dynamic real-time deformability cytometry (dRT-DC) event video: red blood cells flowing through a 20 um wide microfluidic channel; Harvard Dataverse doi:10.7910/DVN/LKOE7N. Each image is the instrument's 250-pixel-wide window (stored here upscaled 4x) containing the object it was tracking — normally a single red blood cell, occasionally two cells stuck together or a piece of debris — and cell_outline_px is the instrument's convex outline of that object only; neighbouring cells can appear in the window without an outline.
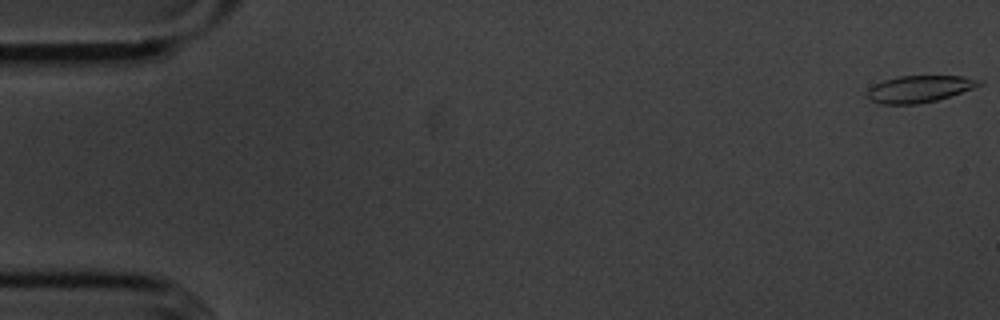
{"species": "common noctule bat (a hibernating species)", "species_latin": "Nyctalus noctula", "temperature_condition": "cold", "stored_images_in_passage": 10, "camera_frame_rate_fps": 3000, "um_per_image_px": 0.085, "animal": {"sex": "male", "body_mass_g": 20.1, "forearm_length_mm": 53.5}, "frame": {"image": 1, "passage_image": 1, "time_ms": 0.0, "image_size_px": [1000, 320], "cell_outline_px": [[984, 84], [936, 100], [916, 104], [880, 104], [872, 100], [868, 96], [868, 88], [884, 80], [900, 76], [964, 76], [984, 80]], "centroid_in_image_um": [78.18, 7.55], "position_along_channel_um": 6.8, "area_um2": 17.28}}